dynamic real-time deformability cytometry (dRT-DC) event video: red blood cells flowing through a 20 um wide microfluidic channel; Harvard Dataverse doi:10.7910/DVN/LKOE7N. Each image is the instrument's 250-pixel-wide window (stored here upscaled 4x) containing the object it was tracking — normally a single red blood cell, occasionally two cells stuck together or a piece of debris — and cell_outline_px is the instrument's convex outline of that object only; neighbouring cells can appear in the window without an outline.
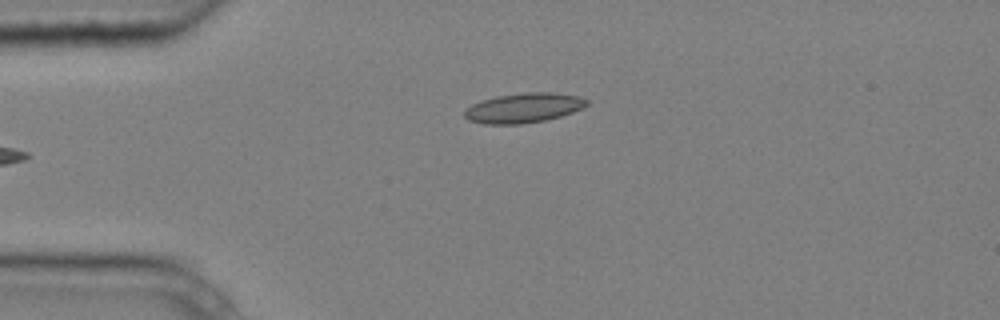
{"species": "common noctule bat (a hibernating species)", "species_latin": "Nyctalus noctula", "temperature_condition": "cold", "stored_images_in_passage": 5, "camera_frame_rate_fps": 3000, "um_per_image_px": 0.085, "animal": {"sex": "male", "body_mass_g": 20.4}, "frame": {"image": 1, "passage_image": 5, "time_ms": 1.333, "image_size_px": [1000, 320], "cell_outline_px": [[588, 104], [572, 112], [560, 116], [544, 120], [520, 124], [484, 124], [468, 120], [464, 116], [464, 108], [480, 100], [496, 96], [524, 92], [552, 92], [580, 96], [588, 100]], "centroid_in_image_um": [44.46, 9.16], "position_along_channel_um": 40.5, "area_um2": 21.27}}